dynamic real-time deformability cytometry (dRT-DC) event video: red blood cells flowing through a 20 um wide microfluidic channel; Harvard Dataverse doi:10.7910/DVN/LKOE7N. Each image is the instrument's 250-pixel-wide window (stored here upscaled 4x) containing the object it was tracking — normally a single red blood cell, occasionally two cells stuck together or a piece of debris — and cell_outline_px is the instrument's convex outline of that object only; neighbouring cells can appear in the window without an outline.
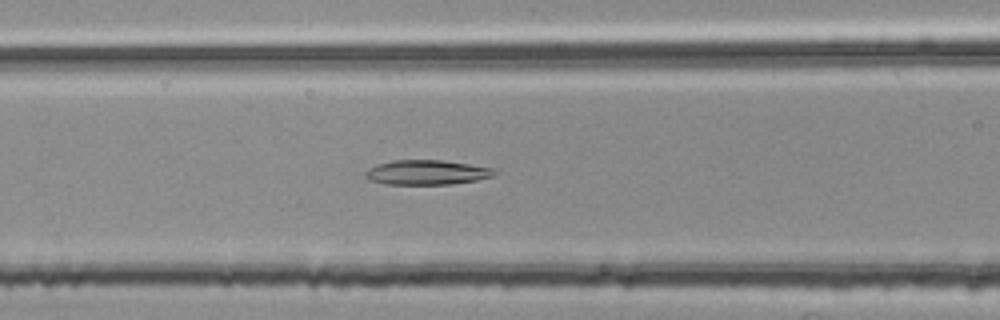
{"species": "common noctule bat (a hibernating species)", "species_latin": "Nyctalus noctula", "temperature_condition": "room temperature", "stored_images_in_passage": 38, "camera_frame_rate_fps": 3000, "um_per_image_px": 0.085, "animal": {"sex": "female", "body_mass_g": 25.1}, "frame": {"image": 1, "passage_image": 11, "time_ms": 3.333, "image_size_px": [1000, 320], "cell_outline_px": [[500, 168], [492, 176], [476, 180], [452, 184], [384, 184], [368, 180], [364, 176], [364, 172], [368, 168], [376, 164], [392, 160], [444, 160]], "centroid_in_image_um": [36.29, 14.64], "position_along_channel_um": 130.3, "area_um2": 18.96}}
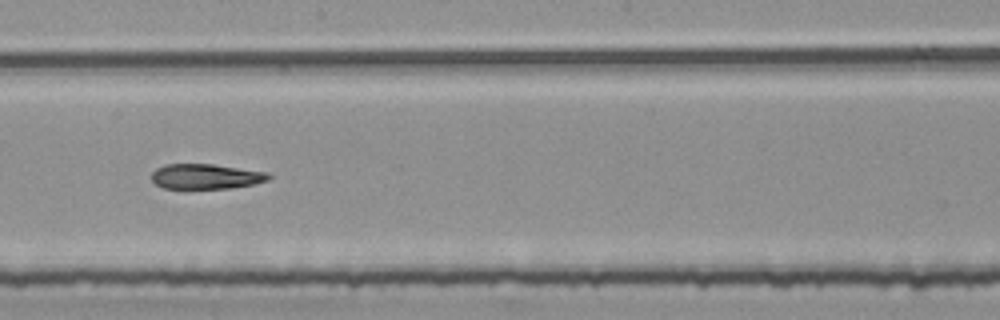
{"frame": {"image": 2, "passage_image": 19, "time_ms": 6.0, "image_size_px": [1000, 320], "cell_outline_px": [[272, 176], [268, 180], [256, 184], [232, 188], [164, 188], [156, 184], [152, 180], [152, 172], [156, 168], [164, 164], [212, 164], [268, 172]], "centroid_in_image_um": [17.52, 14.99], "position_along_channel_um": 230.7, "area_um2": 17.17}}
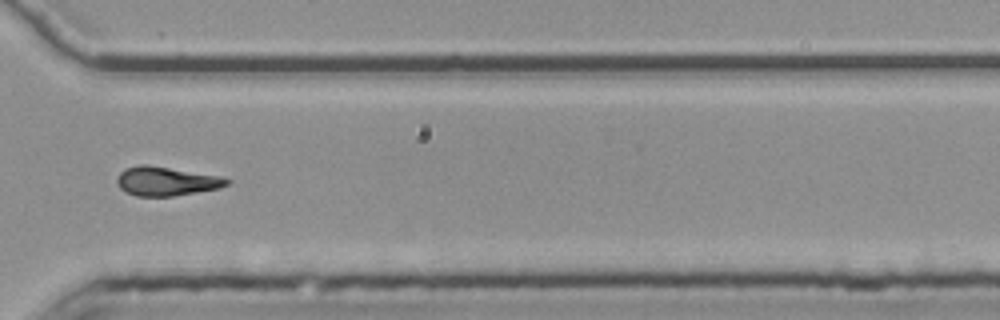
{"frame": {"image": 3, "passage_image": 29, "time_ms": 9.333, "image_size_px": [1000, 320], "cell_outline_px": [[232, 180], [228, 184], [220, 188], [172, 196], [136, 196], [124, 192], [120, 188], [116, 180], [120, 172], [124, 168], [140, 164], [148, 164], [224, 176]], "centroid_in_image_um": [14.15, 15.39], "position_along_channel_um": 356.5, "area_um2": 18.9}}